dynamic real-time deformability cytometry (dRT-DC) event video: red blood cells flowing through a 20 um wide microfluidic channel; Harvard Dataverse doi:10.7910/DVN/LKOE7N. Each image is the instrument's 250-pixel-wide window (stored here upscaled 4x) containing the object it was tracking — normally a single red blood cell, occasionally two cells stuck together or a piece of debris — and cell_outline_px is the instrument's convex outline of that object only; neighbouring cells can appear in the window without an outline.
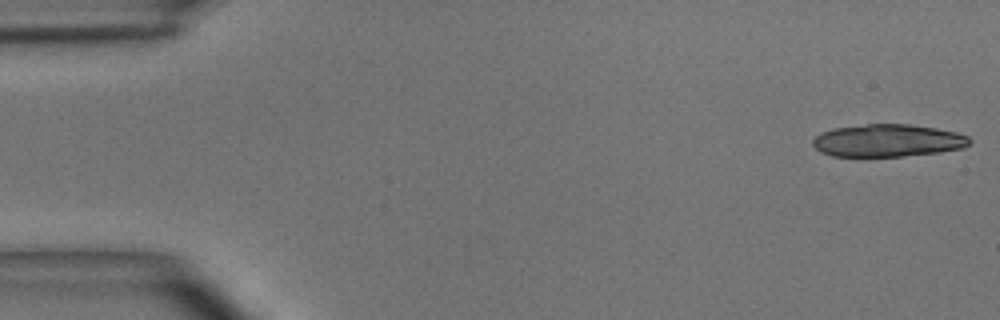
{"species": "common noctule bat (a hibernating species)", "species_latin": "Nyctalus noctula", "temperature_condition": "room temperature", "stored_images_in_passage": 17, "camera_frame_rate_fps": 3000, "um_per_image_px": 0.085, "animal": {"sex": "male", "body_mass_g": 15.6}, "frame": {"image": 1, "passage_image": 1, "time_ms": 0.0, "image_size_px": [1000, 320], "cell_outline_px": [[972, 140], [964, 148], [940, 152], [900, 156], [832, 156], [820, 152], [812, 144], [812, 140], [820, 132], [836, 128], [868, 124], [912, 124], [936, 128], [956, 132], [968, 136]], "centroid_in_image_um": [75.47, 11.94], "position_along_channel_um": 9.5, "area_um2": 29.71}}
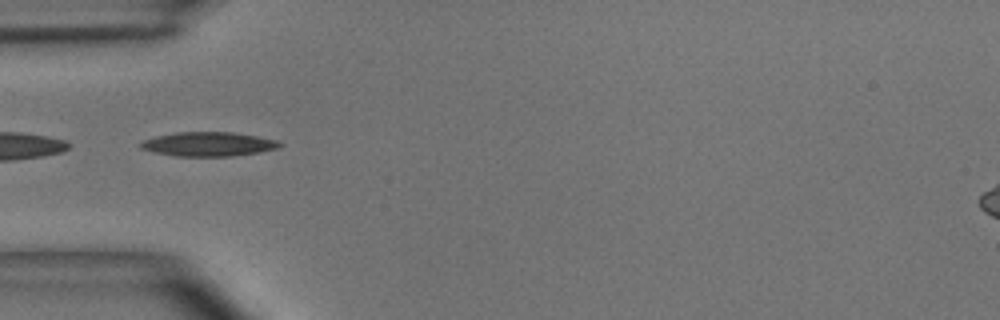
{"frame": {"image": 2, "passage_image": 15, "time_ms": 4.667, "image_size_px": [1000, 320], "cell_outline_px": [[284, 144], [280, 148], [260, 152], [232, 156], [176, 156], [152, 152], [140, 148], [140, 144], [144, 140], [156, 136], [176, 132], [232, 132], [280, 140]], "centroid_in_image_um": [17.76, 12.25], "position_along_channel_um": 67.2, "area_um2": 19.77}}